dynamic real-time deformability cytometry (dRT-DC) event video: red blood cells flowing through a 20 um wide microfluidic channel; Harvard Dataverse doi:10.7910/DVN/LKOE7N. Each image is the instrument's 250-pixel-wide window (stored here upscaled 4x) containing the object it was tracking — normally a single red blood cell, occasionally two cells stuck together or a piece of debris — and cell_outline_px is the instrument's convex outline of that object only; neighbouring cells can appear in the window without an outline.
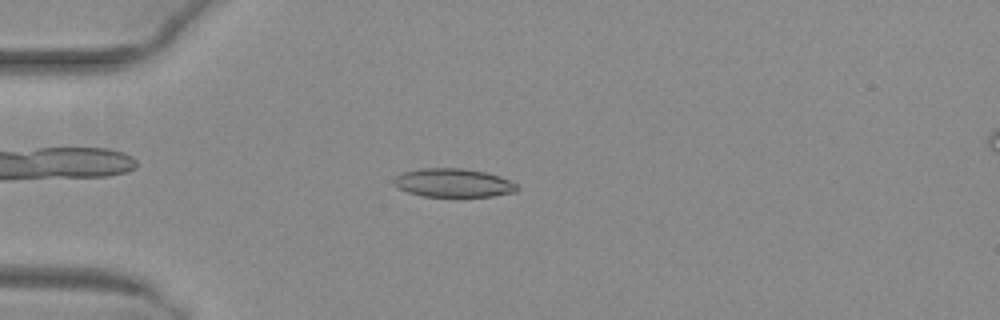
{"species": "common noctule bat (a hibernating species)", "species_latin": "Nyctalus noctula", "temperature_condition": "warm", "stored_images_in_passage": 51, "camera_frame_rate_fps": 3000, "um_per_image_px": 0.085, "animal": {"sex": "female", "body_mass_g": 29.2, "forearm_length_mm": 56.3}, "frame": {"image": 1, "passage_image": 14, "time_ms": 4.333, "image_size_px": [1000, 320], "cell_outline_px": [[520, 188], [516, 192], [492, 196], [424, 196], [408, 192], [392, 184], [392, 180], [396, 176], [404, 172], [420, 168], [464, 168], [484, 172], [500, 176], [516, 184]], "centroid_in_image_um": [38.53, 15.54], "position_along_channel_um": 46.5, "area_um2": 20.46}}
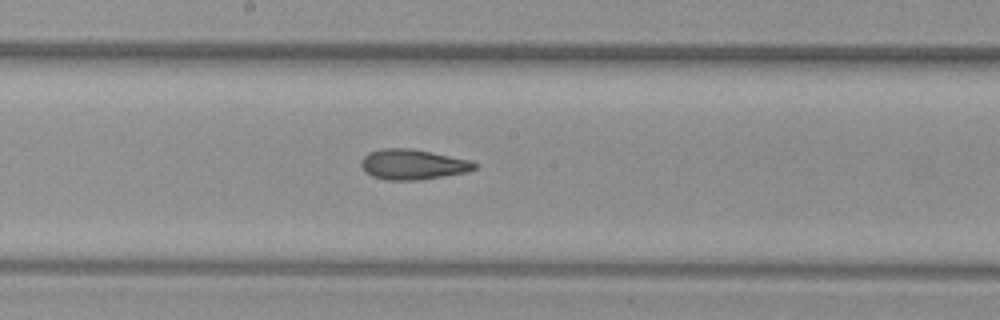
{"frame": {"image": 2, "passage_image": 28, "time_ms": 9.0, "image_size_px": [1000, 320], "cell_outline_px": [[476, 168], [468, 172], [420, 180], [388, 180], [372, 176], [364, 172], [360, 164], [360, 160], [368, 152], [380, 148], [412, 148], [472, 160], [476, 164]], "centroid_in_image_um": [35.07, 13.97], "position_along_channel_um": 213.1, "area_um2": 20.29}}
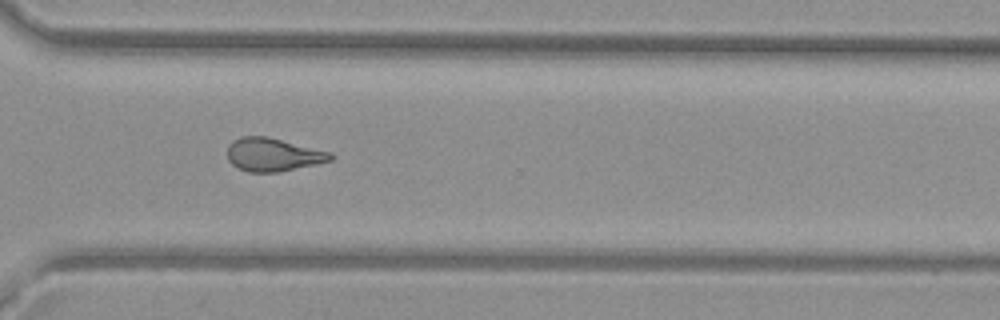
{"frame": {"image": 3, "passage_image": 38, "time_ms": 12.333, "image_size_px": [1000, 320], "cell_outline_px": [[336, 156], [332, 160], [316, 164], [276, 172], [248, 172], [232, 164], [228, 160], [228, 144], [232, 140], [240, 136], [268, 136], [332, 152]], "centroid_in_image_um": [23.22, 13.12], "position_along_channel_um": 347.4, "area_um2": 20.11}, "authors_computed_cell_mechanics": {"area_um2": 20.4612, "velocity_mm_per_s": 4.0357, "shape_relaxation_time_tau1_ms": null, "shape_relaxation_time_tau2_ms": 3.4988, "deformation_change_tau1": null, "deformation_change_tau2": 0.1281}}